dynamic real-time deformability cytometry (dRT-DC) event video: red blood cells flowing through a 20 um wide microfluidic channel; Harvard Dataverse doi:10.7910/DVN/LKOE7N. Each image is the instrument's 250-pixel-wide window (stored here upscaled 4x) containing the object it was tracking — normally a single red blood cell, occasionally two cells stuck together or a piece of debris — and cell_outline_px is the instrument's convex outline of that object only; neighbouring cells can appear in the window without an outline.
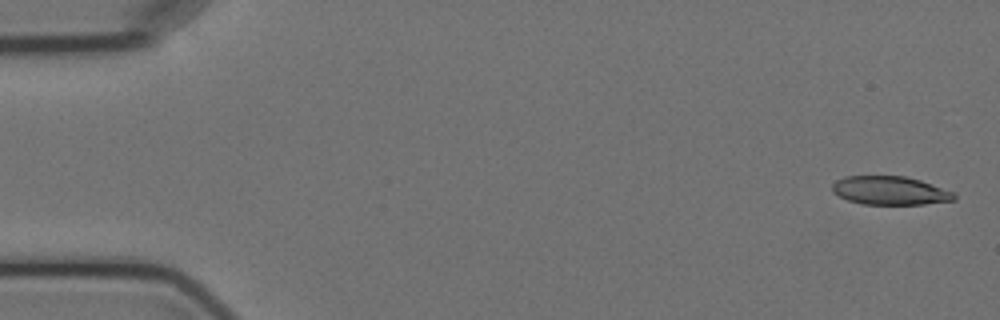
{"species": "Egyptian fruit bat (a non-hibernating species)", "species_latin": "Rousettus aegyptiacus", "temperature_condition": "cold", "stored_images_in_passage": 5, "camera_frame_rate_fps": 3000, "um_per_image_px": 0.085, "animal": {"sex": "female"}, "frame": {"image": 1, "passage_image": 1, "time_ms": 0.0, "image_size_px": [1000, 320], "cell_outline_px": [[956, 200], [924, 204], [860, 204], [848, 200], [832, 192], [832, 184], [836, 180], [844, 176], [904, 176], [920, 180], [952, 192], [956, 196]], "centroid_in_image_um": [75.62, 16.2], "position_along_channel_um": 9.4, "area_um2": 20.17}}
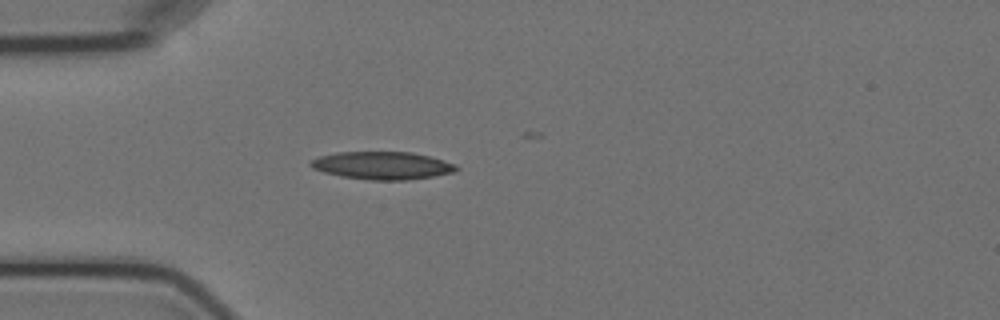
{"frame": {"image": 2, "passage_image": 4, "time_ms": 4.667, "image_size_px": [1000, 320], "cell_outline_px": [[460, 168], [456, 172], [432, 176], [404, 180], [368, 180], [340, 176], [324, 172], [312, 168], [308, 164], [312, 160], [320, 156], [336, 152], [412, 152], [444, 160], [456, 164]], "centroid_in_image_um": [32.51, 14.07], "position_along_channel_um": 52.5, "area_um2": 23.58}}